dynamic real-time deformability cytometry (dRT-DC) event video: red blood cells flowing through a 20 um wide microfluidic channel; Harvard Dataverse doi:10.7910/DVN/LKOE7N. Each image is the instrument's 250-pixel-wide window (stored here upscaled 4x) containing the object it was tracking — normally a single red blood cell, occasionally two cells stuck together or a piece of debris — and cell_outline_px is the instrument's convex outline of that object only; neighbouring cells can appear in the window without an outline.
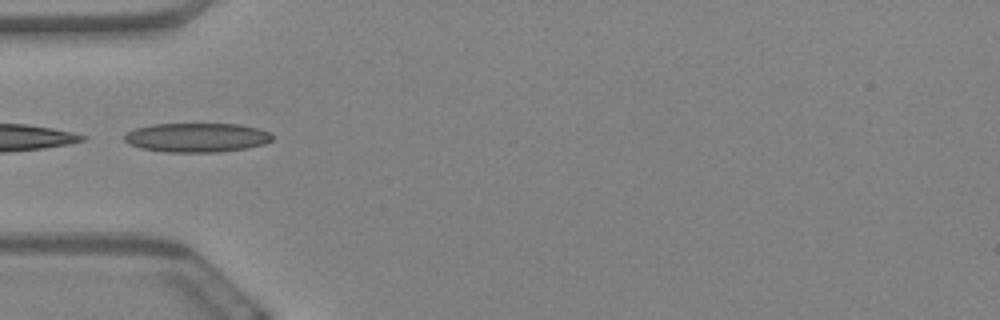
{"species": "Egyptian fruit bat (a non-hibernating species)", "species_latin": "Rousettus aegyptiacus", "temperature_condition": "warm", "stored_images_in_passage": 40, "camera_frame_rate_fps": 3000, "um_per_image_px": 0.085, "animal": {"sex": "female"}, "frame": {"image": 1, "passage_image": 1, "time_ms": 0.0, "image_size_px": [1000, 320], "cell_outline_px": [[272, 140], [264, 144], [244, 148], [220, 152], [164, 152], [140, 148], [128, 144], [124, 140], [124, 136], [128, 132], [136, 128], [152, 124], [240, 124], [272, 132]], "centroid_in_image_um": [16.72, 11.69], "position_along_channel_um": 68.3, "area_um2": 25.2}}